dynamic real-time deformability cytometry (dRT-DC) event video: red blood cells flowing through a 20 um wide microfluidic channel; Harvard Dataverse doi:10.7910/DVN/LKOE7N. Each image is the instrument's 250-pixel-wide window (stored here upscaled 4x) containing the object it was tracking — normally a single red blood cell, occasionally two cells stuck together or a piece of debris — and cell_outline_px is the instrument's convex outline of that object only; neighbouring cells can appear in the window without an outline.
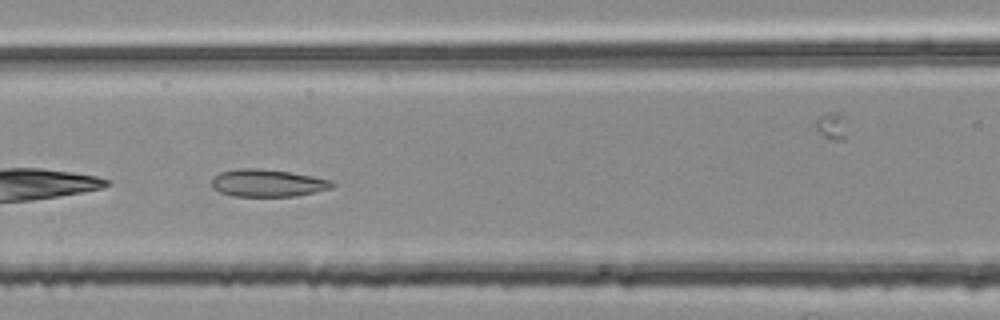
{"species": "common noctule bat (a hibernating species)", "species_latin": "Nyctalus noctula", "temperature_condition": "room temperature", "stored_images_in_passage": 26, "camera_frame_rate_fps": 3000, "um_per_image_px": 0.085, "animal": {"sex": "female", "body_mass_g": 25.1}, "frame": {"image": 1, "passage_image": 5, "time_ms": 1.333, "image_size_px": [1000, 320], "cell_outline_px": [[336, 184], [332, 188], [316, 192], [296, 196], [236, 196], [220, 192], [212, 188], [212, 180], [220, 172], [240, 168], [260, 168], [288, 172], [312, 176], [332, 180]], "centroid_in_image_um": [22.78, 15.56], "position_along_channel_um": 143.8, "area_um2": 19.19}}
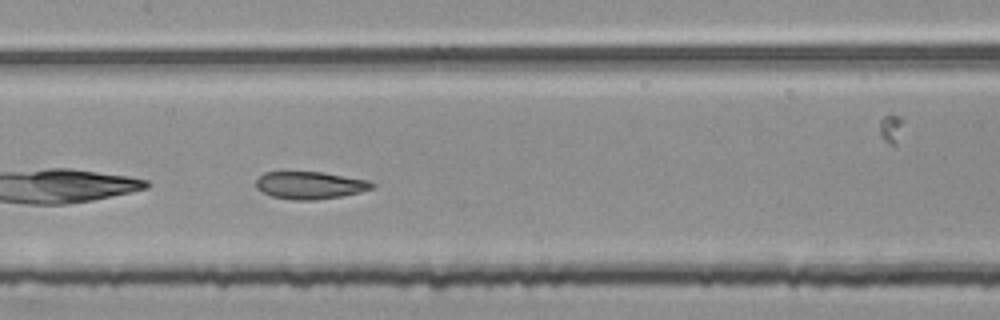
{"frame": {"image": 2, "passage_image": 8, "time_ms": 2.333, "image_size_px": [1000, 320], "cell_outline_px": [[376, 184], [372, 188], [340, 196], [316, 200], [292, 200], [272, 196], [256, 188], [256, 180], [264, 172], [324, 172], [368, 180]], "centroid_in_image_um": [26.33, 15.74], "position_along_channel_um": 181.1, "area_um2": 18.38}, "authors_computed_cell_mechanics": {"area_um2": 18.6983, "velocity_mm_per_s": 3.7295, "shape_relaxation_time_tau1_ms": null, "shape_relaxation_time_tau2_ms": 1.6081, "deformation_change_tau1": null, "deformation_change_tau2": 0.0419}}